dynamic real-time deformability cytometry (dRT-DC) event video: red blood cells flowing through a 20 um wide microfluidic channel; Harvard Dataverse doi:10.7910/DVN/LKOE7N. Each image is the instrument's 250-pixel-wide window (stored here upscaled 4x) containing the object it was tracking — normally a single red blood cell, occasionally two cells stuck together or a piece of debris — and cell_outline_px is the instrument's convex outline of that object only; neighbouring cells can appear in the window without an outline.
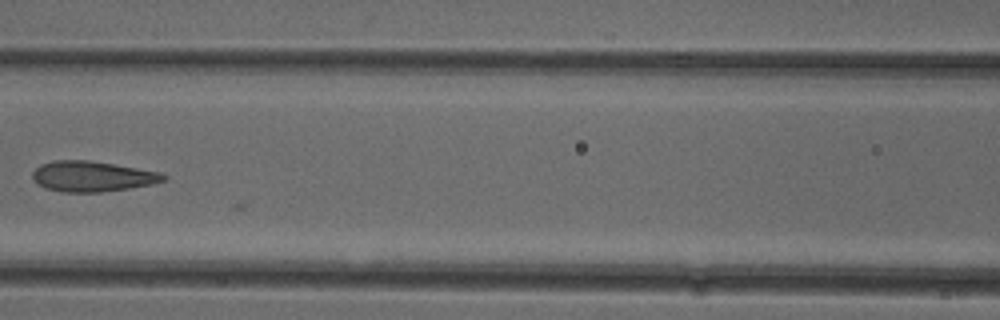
{"species": "common noctule bat (a hibernating species)", "species_latin": "Nyctalus noctula", "temperature_condition": "cold", "stored_images_in_passage": 24, "camera_frame_rate_fps": 3000, "um_per_image_px": 0.085, "animal": {"sex": "female"}, "frame": {"image": 1, "passage_image": 23, "time_ms": 7.333, "image_size_px": [1000, 320], "cell_outline_px": [[168, 180], [152, 184], [128, 188], [100, 192], [60, 192], [44, 188], [36, 184], [32, 180], [32, 172], [40, 164], [52, 160], [88, 160], [160, 172], [168, 176]], "centroid_in_image_um": [7.8, 14.99], "position_along_channel_um": 158.8, "area_um2": 23.41}}